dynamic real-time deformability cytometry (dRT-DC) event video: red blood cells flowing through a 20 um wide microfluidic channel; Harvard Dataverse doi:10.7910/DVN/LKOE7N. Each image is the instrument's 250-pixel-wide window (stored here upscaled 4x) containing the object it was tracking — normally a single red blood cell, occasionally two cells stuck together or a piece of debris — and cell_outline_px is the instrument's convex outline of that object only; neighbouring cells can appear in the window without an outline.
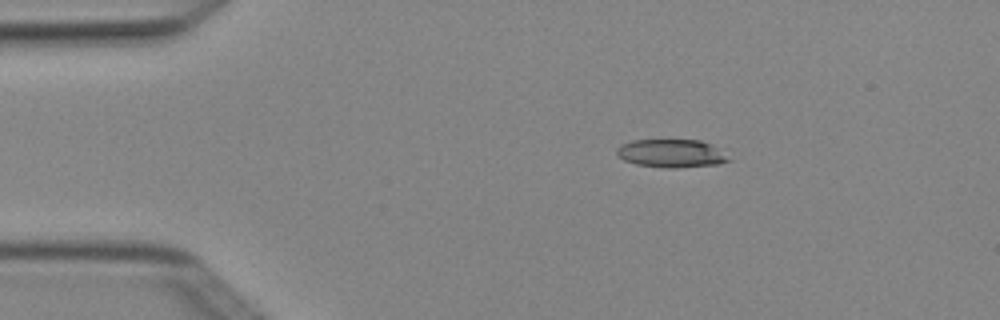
{"species": "Egyptian fruit bat (a non-hibernating species)", "species_latin": "Rousettus aegyptiacus", "temperature_condition": "cold", "stored_images_in_passage": 4, "camera_frame_rate_fps": 3000, "um_per_image_px": 0.085, "animal": {"sex": "female"}, "frame": {"image": 1, "passage_image": 4, "time_ms": 1.0, "image_size_px": [1000, 320], "cell_outline_px": [[732, 160], [720, 164], [676, 168], [664, 168], [636, 164], [624, 160], [616, 152], [616, 148], [620, 144], [632, 140], [700, 140], [712, 144]], "centroid_in_image_um": [57.06, 13.04], "position_along_channel_um": 27.9, "area_um2": 18.44}}